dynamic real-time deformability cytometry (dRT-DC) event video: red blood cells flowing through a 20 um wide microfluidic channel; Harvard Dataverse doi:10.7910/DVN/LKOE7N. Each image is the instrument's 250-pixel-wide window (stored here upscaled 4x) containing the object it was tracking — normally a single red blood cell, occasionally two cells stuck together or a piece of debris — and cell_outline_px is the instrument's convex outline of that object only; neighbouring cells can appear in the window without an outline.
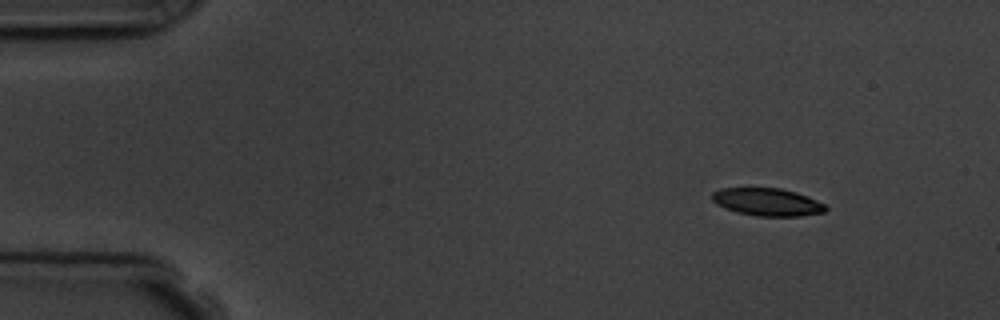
{"species": "common noctule bat (a hibernating species)", "species_latin": "Nyctalus noctula", "temperature_condition": "room temperature", "stored_images_in_passage": 4, "camera_frame_rate_fps": 3000, "um_per_image_px": 0.085, "animal": {"sex": "male", "body_mass_g": 19.5, "forearm_length_mm": 54.6}, "frame": {"image": 1, "passage_image": 1, "time_ms": 0.0, "image_size_px": [1000, 320], "cell_outline_px": [[828, 208], [824, 212], [800, 216], [756, 216], [736, 212], [724, 208], [716, 204], [712, 200], [712, 192], [720, 188], [780, 188], [796, 192], [816, 200], [824, 204]], "centroid_in_image_um": [65.19, 17.17], "position_along_channel_um": 19.8, "area_um2": 18.32}}
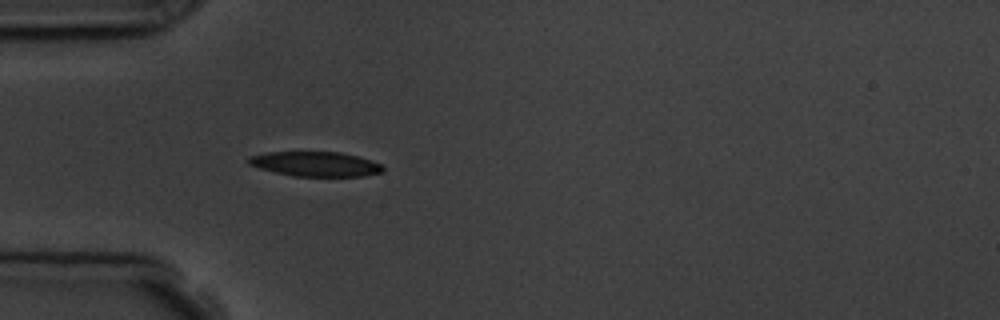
{"frame": {"image": 2, "passage_image": 4, "time_ms": 3.333, "image_size_px": [1000, 320], "cell_outline_px": [[384, 172], [364, 176], [292, 176], [260, 168], [248, 164], [248, 156], [268, 152], [340, 152], [372, 160], [380, 164], [384, 168]], "centroid_in_image_um": [26.83, 13.94], "position_along_channel_um": 58.2, "area_um2": 19.31}}